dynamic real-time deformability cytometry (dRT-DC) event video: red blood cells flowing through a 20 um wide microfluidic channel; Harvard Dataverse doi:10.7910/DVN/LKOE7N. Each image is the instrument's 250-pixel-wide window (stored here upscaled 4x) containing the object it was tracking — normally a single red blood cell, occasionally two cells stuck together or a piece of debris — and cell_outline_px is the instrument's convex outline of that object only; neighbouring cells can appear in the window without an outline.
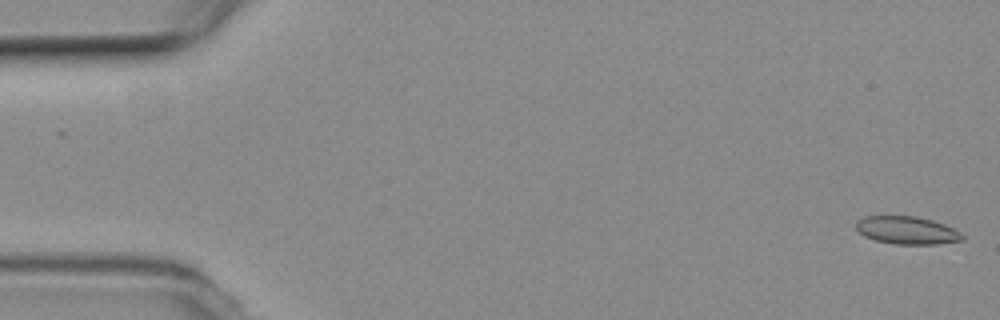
{"species": "common noctule bat (a hibernating species)", "species_latin": "Nyctalus noctula", "temperature_condition": "room temperature", "stored_images_in_passage": 5, "camera_frame_rate_fps": 3000, "um_per_image_px": 0.085, "animal": {"sex": "female", "body_mass_g": 19.3, "forearm_length_mm": 54.1}, "frame": {"image": 1, "passage_image": 1, "time_ms": 0.0, "image_size_px": [1000, 320], "cell_outline_px": [[964, 240], [936, 244], [896, 244], [876, 240], [864, 236], [856, 228], [856, 220], [864, 216], [916, 216], [932, 220], [944, 224], [960, 232], [964, 236]], "centroid_in_image_um": [77.09, 19.57], "position_along_channel_um": 7.9, "area_um2": 17.17}}
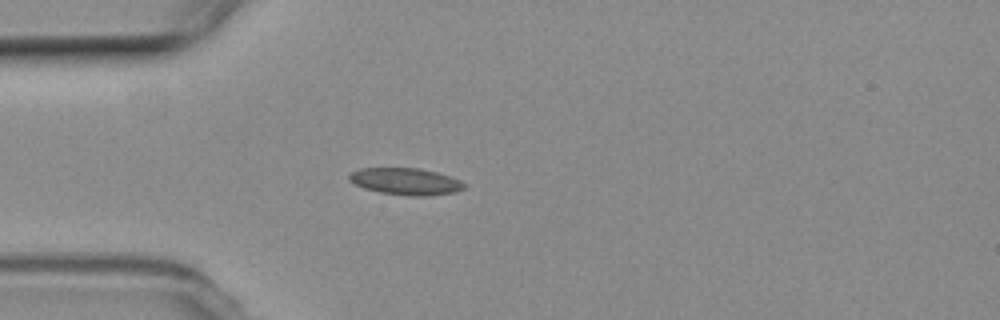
{"frame": {"image": 2, "passage_image": 5, "time_ms": 4.667, "image_size_px": [1000, 320], "cell_outline_px": [[468, 184], [464, 188], [456, 192], [428, 196], [408, 196], [380, 192], [364, 188], [348, 180], [348, 176], [352, 172], [360, 168], [420, 168], [452, 176]], "centroid_in_image_um": [34.53, 15.42], "position_along_channel_um": 50.5, "area_um2": 18.15}}